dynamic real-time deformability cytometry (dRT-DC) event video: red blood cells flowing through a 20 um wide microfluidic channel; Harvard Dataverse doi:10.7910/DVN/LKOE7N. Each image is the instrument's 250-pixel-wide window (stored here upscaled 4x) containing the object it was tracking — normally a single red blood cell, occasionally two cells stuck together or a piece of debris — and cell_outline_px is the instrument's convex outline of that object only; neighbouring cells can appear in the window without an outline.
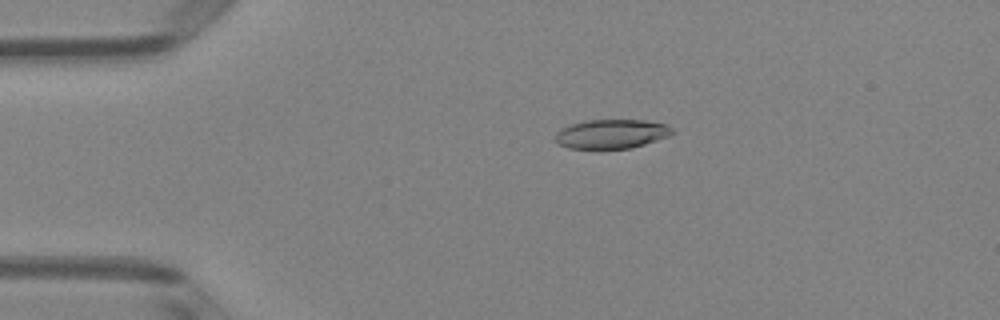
{"species": "Egyptian fruit bat (a non-hibernating species)", "species_latin": "Rousettus aegyptiacus", "temperature_condition": "room temperature", "stored_images_in_passage": 51, "camera_frame_rate_fps": 3000, "um_per_image_px": 0.085, "animal": {"sex": "female"}, "frame": {"image": 1, "passage_image": 11, "time_ms": 3.333, "image_size_px": [1000, 320], "cell_outline_px": [[676, 132], [668, 136], [632, 148], [568, 148], [560, 144], [556, 140], [556, 132], [572, 124], [584, 120], [644, 120], [668, 124]], "centroid_in_image_um": [52.03, 11.37], "position_along_channel_um": 33.0, "area_um2": 19.71}}
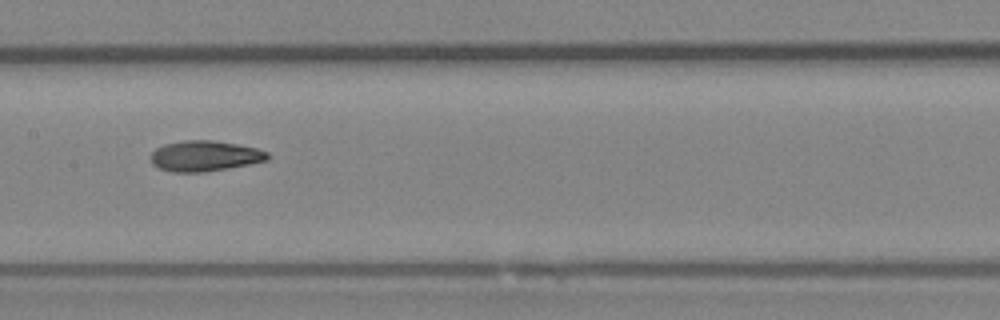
{"frame": {"image": 2, "passage_image": 26, "time_ms": 8.333, "image_size_px": [1000, 320], "cell_outline_px": [[268, 160], [228, 168], [204, 172], [172, 172], [160, 168], [152, 164], [148, 156], [156, 148], [164, 144], [184, 140], [212, 140], [236, 144], [256, 148], [268, 152]], "centroid_in_image_um": [17.35, 13.25], "position_along_channel_um": 190.0, "area_um2": 20.81}}
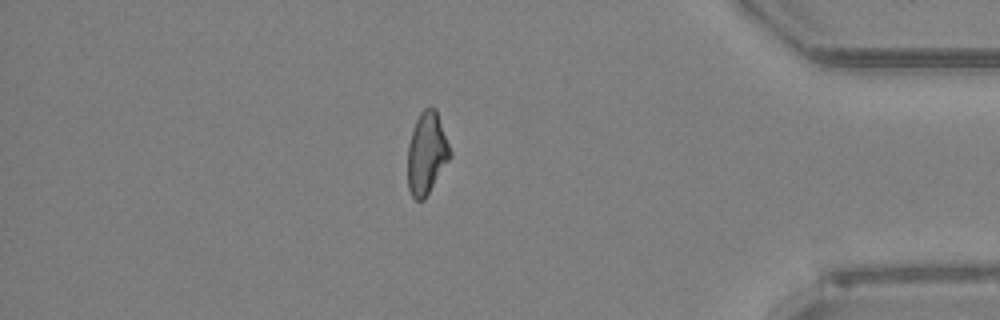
{"frame": {"image": 3, "passage_image": 44, "time_ms": 14.333, "image_size_px": [1000, 320], "cell_outline_px": [[452, 156], [424, 200], [416, 200], [412, 196], [408, 188], [408, 144], [412, 128], [420, 112], [424, 108], [436, 108], [452, 152]], "centroid_in_image_um": [36.28, 13.02], "position_along_channel_um": 398.9, "area_um2": 20.4}, "authors_computed_cell_mechanics": {"area_um2": 20.808, "velocity_mm_per_s": 4.052, "shape_relaxation_time_tau1_ms": 7.2766, "shape_relaxation_time_tau2_ms": 3.6033, "deformation_change_tau1": 0.1794, "deformation_change_tau2": 0.1042}}